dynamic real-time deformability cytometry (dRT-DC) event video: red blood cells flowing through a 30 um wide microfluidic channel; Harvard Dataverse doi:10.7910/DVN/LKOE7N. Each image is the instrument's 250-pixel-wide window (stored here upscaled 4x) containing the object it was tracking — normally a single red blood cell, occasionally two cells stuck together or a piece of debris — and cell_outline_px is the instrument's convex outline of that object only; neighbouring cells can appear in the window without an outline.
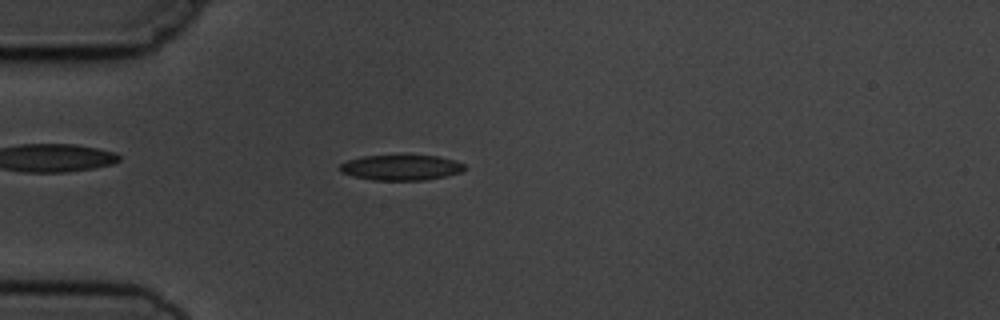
{"species": "common noctule bat (a hibernating species)", "species_latin": "Nyctalus noctula", "temperature_condition": "cold", "stored_images_in_passage": 5, "camera_frame_rate_fps": 3000, "um_per_image_px": 0.085, "animal": {"sex": "male", "body_mass_g": 19.5, "forearm_length_mm": 54.6}, "frame": {"image": 1, "passage_image": 5, "time_ms": 4.333, "image_size_px": [1000, 320], "cell_outline_px": [[468, 168], [460, 172], [428, 180], [372, 180], [340, 172], [336, 168], [340, 164], [348, 160], [364, 156], [408, 152], [436, 156], [456, 160], [464, 164]], "centroid_in_image_um": [34.1, 14.19], "position_along_channel_um": 50.9, "area_um2": 19.42}}